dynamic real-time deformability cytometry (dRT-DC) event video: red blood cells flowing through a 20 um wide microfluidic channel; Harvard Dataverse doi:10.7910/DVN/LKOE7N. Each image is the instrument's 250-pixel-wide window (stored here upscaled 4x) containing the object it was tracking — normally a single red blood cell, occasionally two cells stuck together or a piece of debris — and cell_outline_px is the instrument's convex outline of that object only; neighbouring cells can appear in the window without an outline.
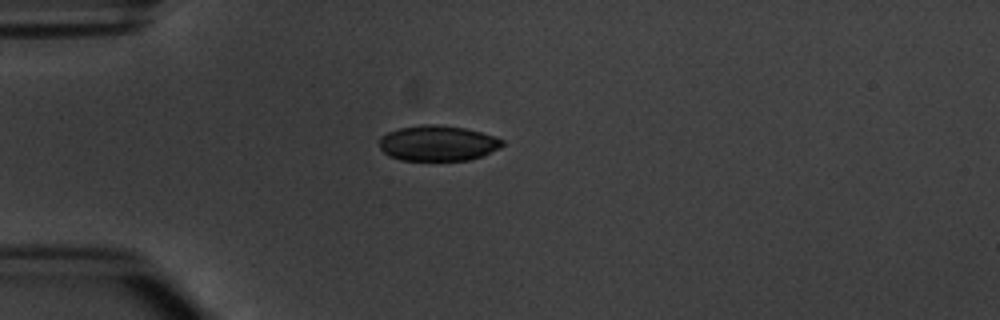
{"species": "common noctule bat (a hibernating species)", "species_latin": "Nyctalus noctula", "temperature_condition": "warm", "stored_images_in_passage": 1, "camera_frame_rate_fps": 3000, "um_per_image_px": 0.085, "animal": {"sex": "male", "body_mass_g": 20.1, "forearm_length_mm": 53.5}, "frame": {"image": 1, "passage_image": 1, "time_ms": 0.0, "image_size_px": [1000, 320], "cell_outline_px": [[504, 144], [500, 148], [480, 156], [468, 160], [400, 160], [388, 156], [380, 148], [380, 136], [388, 132], [400, 128], [420, 124], [436, 124], [464, 128], [480, 132], [504, 140]], "centroid_in_image_um": [37.18, 12.17], "position_along_channel_um": 47.8, "area_um2": 25.32}}